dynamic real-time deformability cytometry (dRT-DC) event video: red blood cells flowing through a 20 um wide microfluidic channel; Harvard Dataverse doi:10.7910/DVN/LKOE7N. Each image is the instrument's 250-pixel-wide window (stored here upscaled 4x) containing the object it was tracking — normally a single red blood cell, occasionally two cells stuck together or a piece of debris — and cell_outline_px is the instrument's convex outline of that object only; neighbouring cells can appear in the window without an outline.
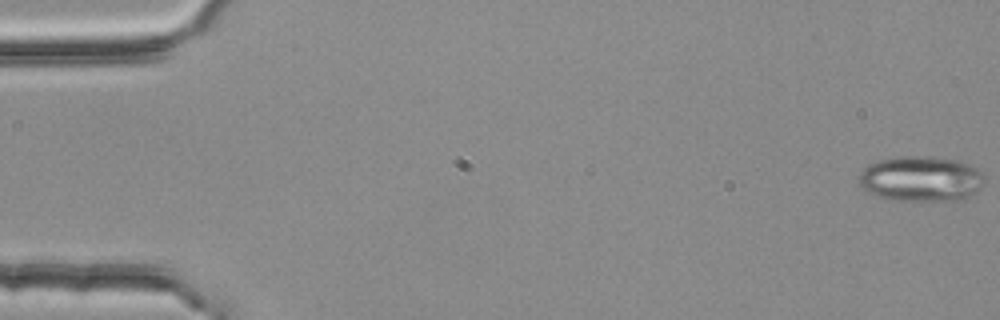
{"species": "common noctule bat (a hibernating species)", "species_latin": "Nyctalus noctula", "temperature_condition": "room temperature", "stored_images_in_passage": 5, "camera_frame_rate_fps": 3000, "um_per_image_px": 0.085, "animal": {"sex": "female", "body_mass_g": 25.1}, "frame": {"image": 1, "passage_image": 1, "time_ms": 0.0, "image_size_px": [1000, 320], "cell_outline_px": [[984, 180], [980, 188], [976, 192], [964, 200], [892, 200], [876, 196], [868, 192], [860, 184], [860, 172], [868, 164], [876, 160], [896, 156], [932, 156], [956, 160], [968, 164], [976, 168], [984, 176]], "centroid_in_image_um": [78.27, 15.19], "position_along_channel_um": 6.7, "area_um2": 33.35}}